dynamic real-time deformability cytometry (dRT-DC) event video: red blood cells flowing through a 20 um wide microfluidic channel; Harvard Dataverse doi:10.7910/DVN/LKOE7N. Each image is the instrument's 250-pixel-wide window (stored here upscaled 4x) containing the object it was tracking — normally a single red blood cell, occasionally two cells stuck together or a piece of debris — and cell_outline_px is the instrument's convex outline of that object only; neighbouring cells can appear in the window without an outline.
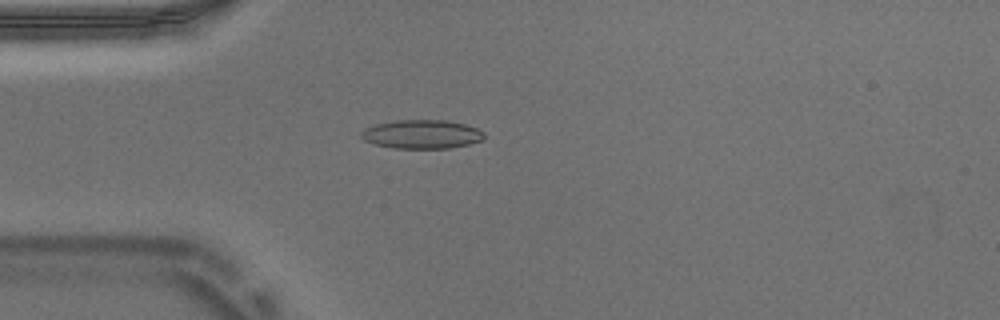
{"species": "Egyptian fruit bat (a non-hibernating species)", "species_latin": "Rousettus aegyptiacus", "temperature_condition": "warm", "stored_images_in_passage": 44, "camera_frame_rate_fps": 3000, "um_per_image_px": 0.085, "animal": {"sex": "male"}, "frame": {"image": 1, "passage_image": 5, "time_ms": 1.333, "image_size_px": [1000, 320], "cell_outline_px": [[484, 140], [468, 144], [448, 148], [392, 148], [376, 144], [364, 140], [360, 136], [360, 132], [364, 128], [376, 124], [392, 120], [444, 120], [464, 124], [476, 128], [484, 132]], "centroid_in_image_um": [35.83, 11.4], "position_along_channel_um": 49.2, "area_um2": 20.63}}
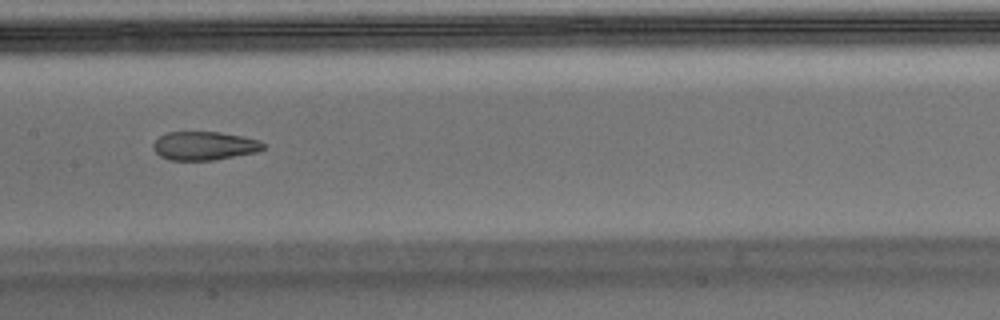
{"frame": {"image": 2, "passage_image": 17, "time_ms": 5.333, "image_size_px": [1000, 320], "cell_outline_px": [[268, 144], [264, 148], [256, 152], [212, 160], [168, 160], [160, 156], [152, 148], [152, 144], [160, 136], [168, 132], [220, 132], [260, 140]], "centroid_in_image_um": [17.37, 12.39], "position_along_channel_um": 190.0, "area_um2": 18.32}}
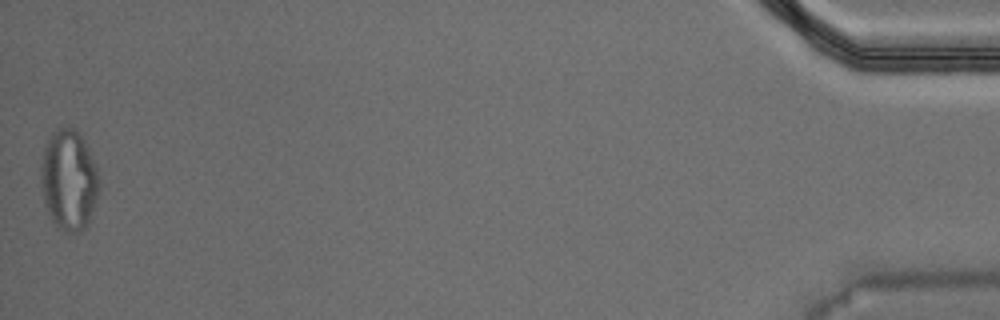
{"frame": {"image": 3, "passage_image": 44, "time_ms": 14.333, "image_size_px": [1000, 320], "cell_outline_px": [[100, 188], [96, 204], [84, 228], [80, 232], [68, 232], [56, 228], [44, 204], [40, 180], [40, 164], [44, 148], [52, 132], [60, 128], [72, 128], [80, 132], [96, 164], [100, 180]], "centroid_in_image_um": [5.86, 15.31], "position_along_channel_um": 429.3, "area_um2": 34.56}, "authors_computed_cell_mechanics": {"area_um2": 20.1722, "velocity_mm_per_s": 3.7339, "shape_relaxation_time_tau1_ms": null, "shape_relaxation_time_tau2_ms": 1.9088, "deformation_change_tau1": null, "deformation_change_tau2": 0.0884}}